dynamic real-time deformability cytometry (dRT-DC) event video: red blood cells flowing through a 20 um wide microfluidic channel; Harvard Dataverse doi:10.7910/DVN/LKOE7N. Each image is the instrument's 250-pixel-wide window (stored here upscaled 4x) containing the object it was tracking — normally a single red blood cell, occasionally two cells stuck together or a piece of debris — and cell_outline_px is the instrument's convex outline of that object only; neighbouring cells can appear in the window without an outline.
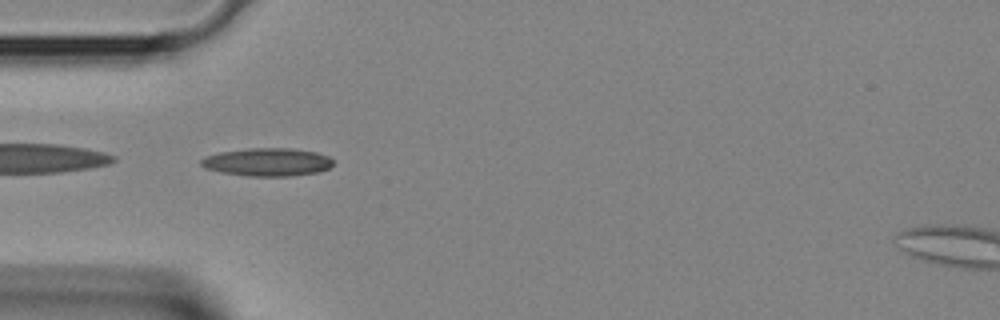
{"species": "Egyptian fruit bat (a non-hibernating species)", "species_latin": "Rousettus aegyptiacus", "temperature_condition": "room temperature", "stored_images_in_passage": 39, "camera_frame_rate_fps": 3000, "um_per_image_px": 0.085, "animal": {"sex": "female"}, "frame": {"image": 1, "passage_image": 12, "time_ms": 3.667, "image_size_px": [1000, 320], "cell_outline_px": [[332, 164], [328, 168], [320, 172], [288, 176], [244, 176], [220, 172], [204, 168], [200, 164], [200, 160], [204, 156], [220, 152], [248, 148], [292, 148], [316, 152], [328, 156], [332, 160]], "centroid_in_image_um": [22.69, 13.77], "position_along_channel_um": 62.3, "area_um2": 21.73}}
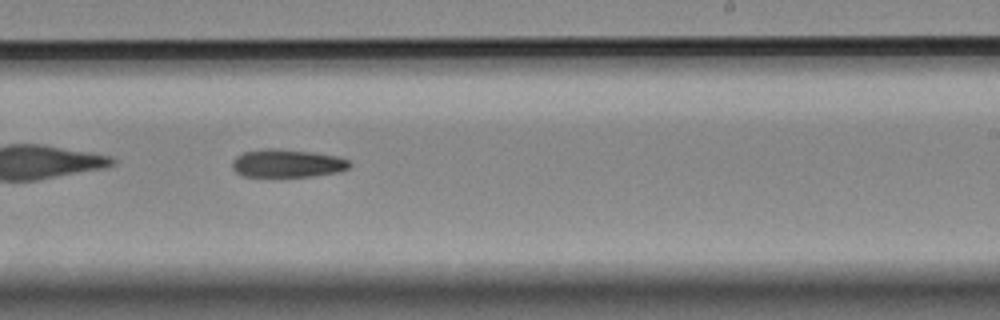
{"frame": {"image": 2, "passage_image": 24, "time_ms": 7.667, "image_size_px": [1000, 320], "cell_outline_px": [[352, 164], [348, 168], [340, 172], [312, 176], [244, 176], [236, 172], [232, 168], [232, 160], [236, 156], [244, 152], [268, 148], [276, 148], [312, 152], [336, 156], [348, 160]], "centroid_in_image_um": [24.41, 13.88], "position_along_channel_um": 264.6, "area_um2": 19.13}}
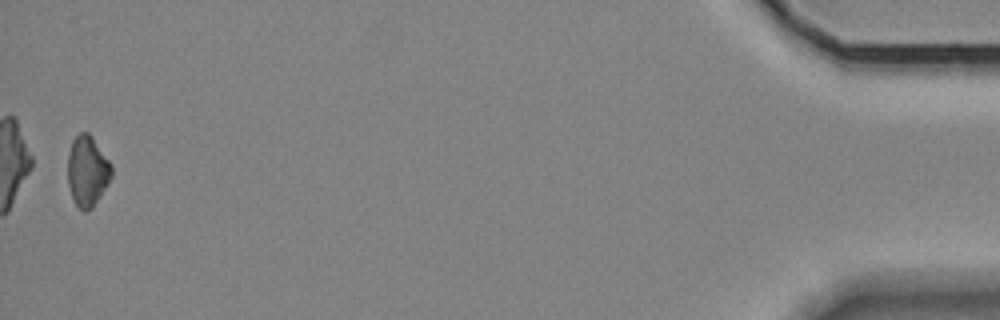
{"frame": {"image": 3, "passage_image": 39, "time_ms": 12.667, "image_size_px": [1000, 320], "cell_outline_px": [[112, 176], [108, 184], [92, 208], [84, 212], [76, 208], [72, 200], [68, 184], [68, 152], [72, 140], [80, 132], [88, 132], [92, 136], [112, 164]], "centroid_in_image_um": [7.42, 14.56], "position_along_channel_um": 427.8, "area_um2": 18.32}}